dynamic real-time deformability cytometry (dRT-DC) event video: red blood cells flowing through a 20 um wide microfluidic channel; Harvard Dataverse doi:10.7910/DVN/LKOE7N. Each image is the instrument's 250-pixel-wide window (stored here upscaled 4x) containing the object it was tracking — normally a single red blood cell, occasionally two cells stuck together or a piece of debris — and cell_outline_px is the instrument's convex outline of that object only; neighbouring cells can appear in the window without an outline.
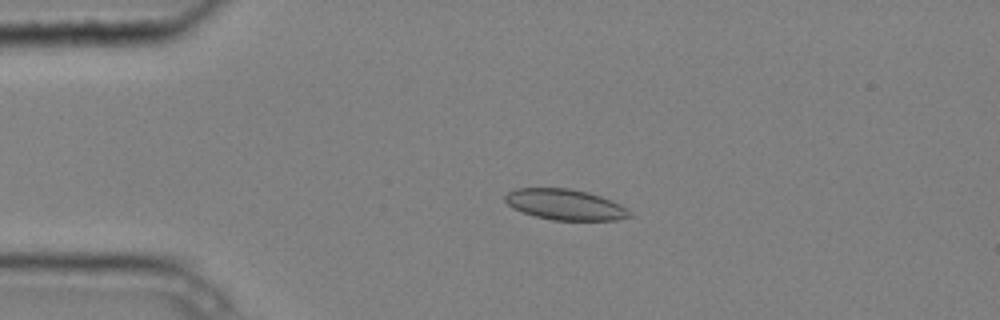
{"species": "common noctule bat (a hibernating species)", "species_latin": "Nyctalus noctula", "temperature_condition": "cold", "stored_images_in_passage": 5, "camera_frame_rate_fps": 3000, "um_per_image_px": 0.085, "animal": {"sex": "male", "body_mass_g": 20.4}, "frame": {"image": 1, "passage_image": 4, "time_ms": 1.0, "image_size_px": [1000, 320], "cell_outline_px": [[632, 216], [616, 220], [552, 220], [536, 216], [512, 208], [504, 200], [504, 196], [508, 192], [516, 188], [568, 188], [588, 192], [612, 200], [628, 208], [632, 212]], "centroid_in_image_um": [48.06, 17.38], "position_along_channel_um": 36.9, "area_um2": 22.37}}